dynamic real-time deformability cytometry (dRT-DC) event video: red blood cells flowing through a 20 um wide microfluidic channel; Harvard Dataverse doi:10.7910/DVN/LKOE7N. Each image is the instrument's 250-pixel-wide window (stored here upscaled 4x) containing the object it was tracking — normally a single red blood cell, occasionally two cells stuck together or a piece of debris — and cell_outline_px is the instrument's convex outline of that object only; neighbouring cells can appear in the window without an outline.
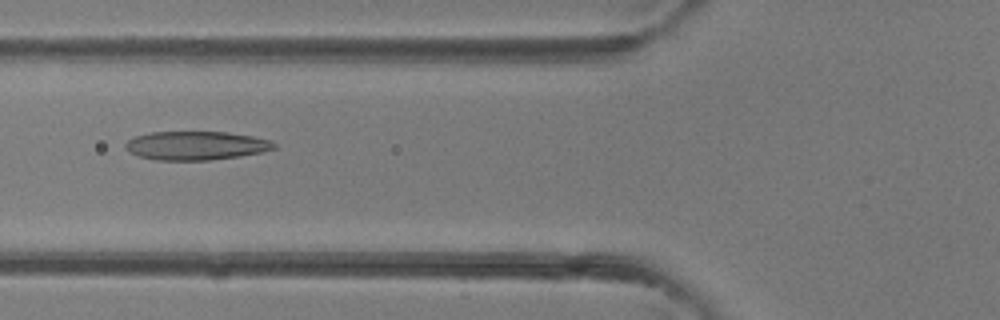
{"species": "common noctule bat (a hibernating species)", "species_latin": "Nyctalus noctula", "temperature_condition": "room temperature", "stored_images_in_passage": 31, "camera_frame_rate_fps": 3000, "um_per_image_px": 0.085, "animal": {"sex": "female"}, "frame": {"image": 1, "passage_image": 11, "time_ms": 3.333, "image_size_px": [1000, 320], "cell_outline_px": [[276, 148], [260, 152], [240, 156], [208, 160], [156, 160], [140, 156], [128, 152], [124, 148], [124, 144], [128, 140], [136, 136], [152, 132], [228, 132], [252, 136], [272, 140], [276, 144]], "centroid_in_image_um": [16.65, 12.37], "position_along_channel_um": 109.1, "area_um2": 24.85}}
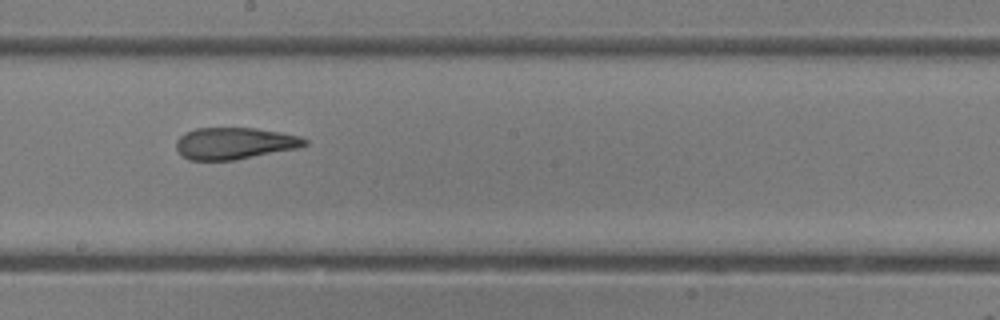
{"frame": {"image": 2, "passage_image": 18, "time_ms": 5.667, "image_size_px": [1000, 320], "cell_outline_px": [[308, 144], [296, 148], [236, 160], [188, 160], [176, 148], [176, 140], [184, 132], [196, 128], [256, 128], [280, 132], [300, 136], [308, 140]], "centroid_in_image_um": [19.93, 12.18], "position_along_channel_um": 228.3, "area_um2": 23.76}}
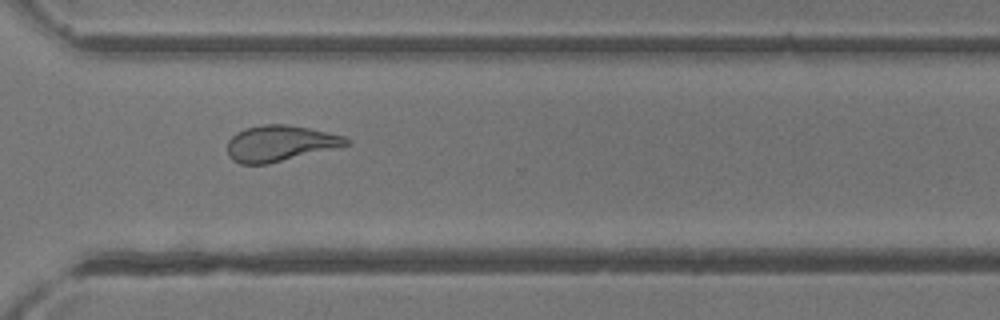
{"frame": {"image": 3, "passage_image": 25, "time_ms": 8.0, "image_size_px": [1000, 320], "cell_outline_px": [[352, 144], [268, 164], [240, 164], [232, 160], [228, 156], [228, 140], [236, 132], [244, 128], [264, 124], [288, 124], [308, 128], [344, 136], [352, 140]], "centroid_in_image_um": [23.79, 12.18], "position_along_channel_um": 346.8, "area_um2": 24.97}}